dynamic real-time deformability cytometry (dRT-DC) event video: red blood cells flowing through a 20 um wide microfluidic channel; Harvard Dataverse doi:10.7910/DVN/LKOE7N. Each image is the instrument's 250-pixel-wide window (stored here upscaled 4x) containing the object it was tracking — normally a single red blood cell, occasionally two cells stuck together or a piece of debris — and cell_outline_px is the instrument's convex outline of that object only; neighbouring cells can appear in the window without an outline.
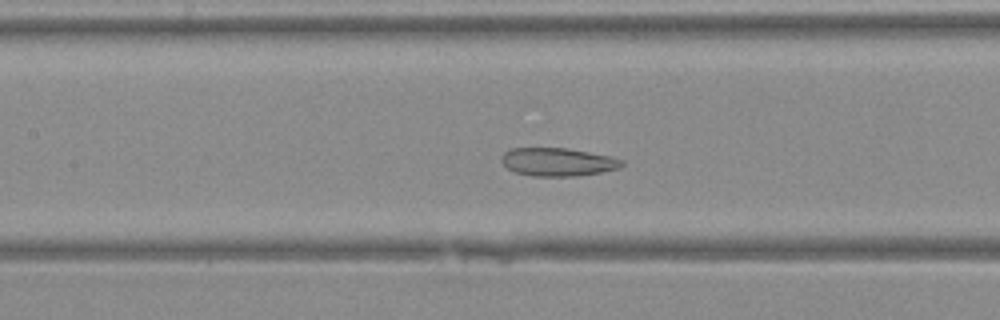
{"species": "Egyptian fruit bat (a non-hibernating species)", "species_latin": "Rousettus aegyptiacus", "temperature_condition": "warm", "stored_images_in_passage": 40, "camera_frame_rate_fps": 3000, "um_per_image_px": 0.085, "animal": {"sex": "female"}, "frame": {"image": 1, "passage_image": 17, "time_ms": 5.333, "image_size_px": [1000, 320], "cell_outline_px": [[624, 164], [620, 168], [600, 172], [576, 176], [532, 176], [516, 172], [508, 168], [500, 160], [500, 156], [504, 152], [512, 148], [568, 148], [608, 156], [624, 160]], "centroid_in_image_um": [47.4, 13.76], "position_along_channel_um": 160.0, "area_um2": 19.71}}
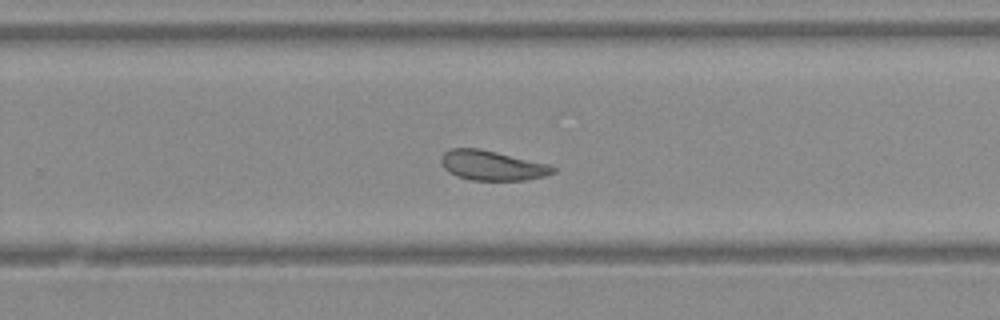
{"frame": {"image": 2, "passage_image": 25, "time_ms": 8.0, "image_size_px": [1000, 320], "cell_outline_px": [[556, 172], [544, 176], [524, 180], [472, 180], [456, 176], [448, 172], [444, 168], [440, 160], [440, 156], [444, 152], [452, 148], [480, 148], [548, 164], [556, 168]], "centroid_in_image_um": [41.8, 14.06], "position_along_channel_um": 288.0, "area_um2": 19.42}}
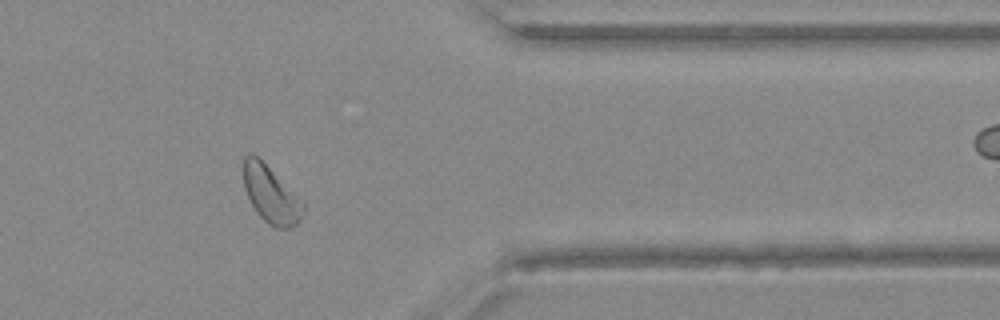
{"frame": {"image": 3, "passage_image": 32, "time_ms": 10.333, "image_size_px": [1000, 320], "cell_outline_px": [[304, 212], [300, 220], [296, 224], [288, 228], [276, 228], [268, 224], [256, 212], [244, 188], [244, 156], [248, 152], [252, 152], [304, 204]], "centroid_in_image_um": [23.0, 16.57], "position_along_channel_um": 388.4, "area_um2": 19.07}}